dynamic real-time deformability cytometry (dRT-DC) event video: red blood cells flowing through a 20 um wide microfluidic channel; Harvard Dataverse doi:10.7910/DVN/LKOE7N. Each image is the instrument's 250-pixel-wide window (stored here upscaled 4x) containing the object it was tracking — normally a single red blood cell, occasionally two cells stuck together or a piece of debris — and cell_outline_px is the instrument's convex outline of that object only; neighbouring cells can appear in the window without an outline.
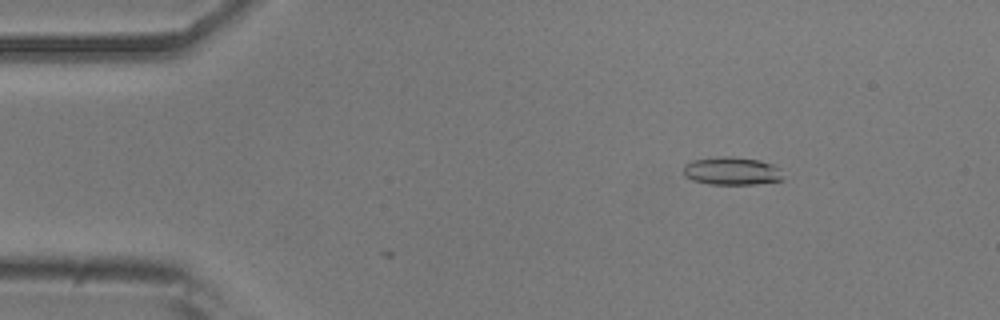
{"species": "common noctule bat (a hibernating species)", "species_latin": "Nyctalus noctula", "temperature_condition": "room temperature", "stored_images_in_passage": 2, "camera_frame_rate_fps": 3000, "um_per_image_px": 0.085, "animal": {"sex": "male", "body_mass_g": 20.5, "forearm_length_mm": 52.5}, "frame": {"image": 1, "passage_image": 2, "time_ms": 0.333, "image_size_px": [1000, 320], "cell_outline_px": [[784, 180], [756, 184], [708, 184], [692, 180], [684, 176], [684, 164], [692, 160], [724, 156], [728, 156], [760, 160], [772, 164], [780, 168]], "centroid_in_image_um": [62.21, 14.54], "position_along_channel_um": 22.8, "area_um2": 16.36}}